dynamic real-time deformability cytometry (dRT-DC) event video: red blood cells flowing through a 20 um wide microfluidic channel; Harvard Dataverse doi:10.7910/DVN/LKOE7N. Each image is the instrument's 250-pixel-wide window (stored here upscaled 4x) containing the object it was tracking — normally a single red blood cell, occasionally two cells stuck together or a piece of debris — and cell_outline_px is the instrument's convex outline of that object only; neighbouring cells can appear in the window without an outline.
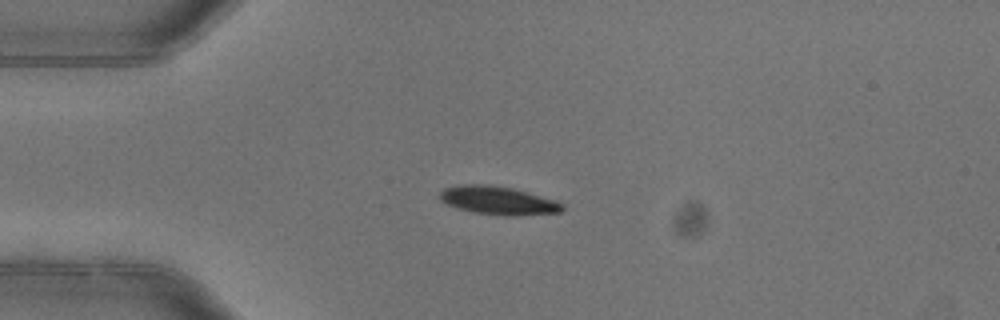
{"species": "common noctule bat (a hibernating species)", "species_latin": "Nyctalus noctula", "temperature_condition": "warm", "stored_images_in_passage": 4, "camera_frame_rate_fps": 3000, "um_per_image_px": 0.085, "animal": {"sex": "female"}, "frame": {"image": 1, "passage_image": 2, "time_ms": 0.333, "image_size_px": [1000, 320], "cell_outline_px": [[564, 208], [560, 212], [516, 216], [504, 216], [472, 212], [448, 204], [440, 200], [440, 192], [444, 188], [460, 184], [488, 184], [512, 188], [528, 192], [556, 200], [564, 204]], "centroid_in_image_um": [42.36, 17.04], "position_along_channel_um": 42.6, "area_um2": 20.29}}